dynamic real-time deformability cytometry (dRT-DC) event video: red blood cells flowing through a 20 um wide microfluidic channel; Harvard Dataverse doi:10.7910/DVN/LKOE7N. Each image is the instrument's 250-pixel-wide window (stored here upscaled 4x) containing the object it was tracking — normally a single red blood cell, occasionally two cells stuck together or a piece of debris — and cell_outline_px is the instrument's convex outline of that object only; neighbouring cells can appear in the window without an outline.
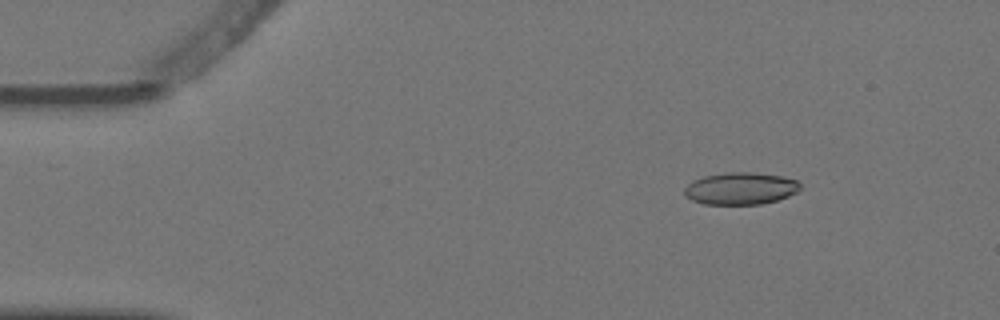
{"species": "Egyptian fruit bat (a non-hibernating species)", "species_latin": "Rousettus aegyptiacus", "temperature_condition": "warm", "stored_images_in_passage": 4, "camera_frame_rate_fps": 3000, "um_per_image_px": 0.085, "animal": {"sex": "female"}, "frame": {"image": 1, "passage_image": 2, "time_ms": 0.333, "image_size_px": [1000, 320], "cell_outline_px": [[800, 188], [796, 192], [788, 196], [776, 200], [760, 204], [704, 204], [692, 200], [684, 196], [684, 188], [692, 180], [704, 176], [724, 172], [752, 172], [780, 176], [796, 180], [800, 184]], "centroid_in_image_um": [62.9, 16.01], "position_along_channel_um": 22.1, "area_um2": 21.68}}